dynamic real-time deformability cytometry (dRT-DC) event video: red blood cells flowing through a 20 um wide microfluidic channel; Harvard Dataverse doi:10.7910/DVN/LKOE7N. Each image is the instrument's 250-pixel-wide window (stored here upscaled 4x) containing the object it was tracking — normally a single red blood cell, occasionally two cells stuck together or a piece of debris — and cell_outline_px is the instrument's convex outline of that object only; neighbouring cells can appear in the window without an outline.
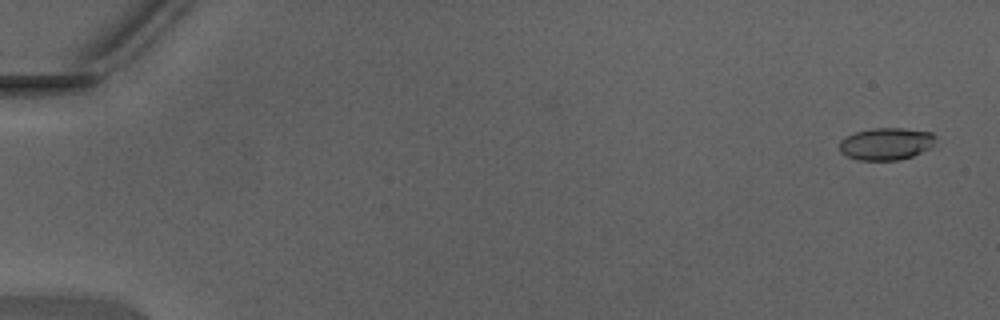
{"species": "Egyptian fruit bat (a non-hibernating species)", "species_latin": "Rousettus aegyptiacus", "temperature_condition": "warm", "stored_images_in_passage": 45, "camera_frame_rate_fps": 3000, "um_per_image_px": 0.085, "animal": {"sex": "male"}, "frame": {"image": 1, "passage_image": 3, "time_ms": 0.667, "image_size_px": [1000, 320], "cell_outline_px": [[936, 136], [932, 144], [928, 148], [912, 156], [896, 160], [860, 160], [848, 156], [840, 152], [840, 140], [856, 132], [872, 128], [904, 128], [932, 132]], "centroid_in_image_um": [75.31, 12.21], "position_along_channel_um": 9.7, "area_um2": 17.8}}
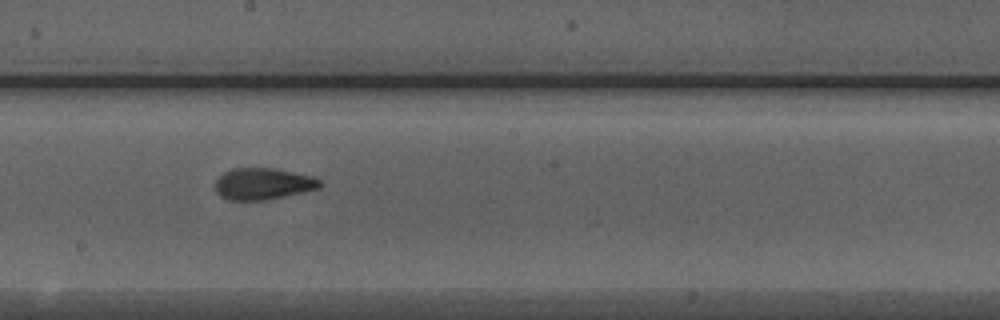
{"frame": {"image": 2, "passage_image": 29, "time_ms": 9.333, "image_size_px": [1000, 320], "cell_outline_px": [[324, 184], [320, 188], [284, 196], [264, 200], [228, 200], [220, 196], [216, 192], [216, 180], [224, 172], [232, 168], [272, 168], [312, 176], [320, 180]], "centroid_in_image_um": [22.36, 15.62], "position_along_channel_um": 225.8, "area_um2": 19.19}}
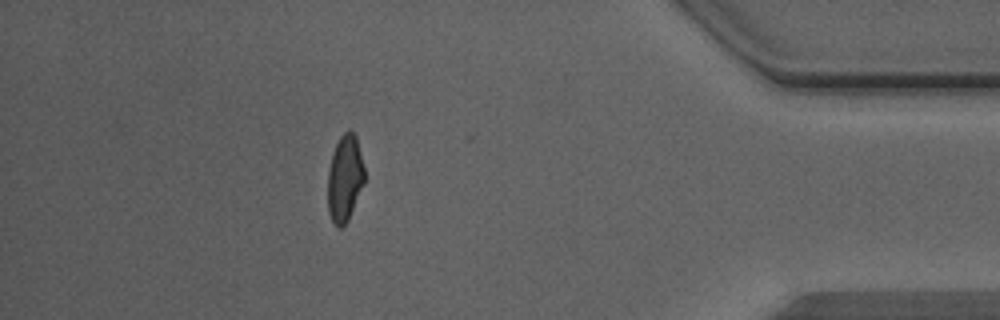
{"frame": {"image": 3, "passage_image": 44, "time_ms": 14.333, "image_size_px": [1000, 320], "cell_outline_px": [[364, 184], [348, 220], [340, 228], [336, 228], [328, 212], [328, 172], [332, 152], [340, 136], [344, 132], [352, 132], [356, 136], [364, 168]], "centroid_in_image_um": [29.3, 15.18], "position_along_channel_um": 405.9, "area_um2": 18.44}, "authors_computed_cell_mechanics": {"area_um2": 18.9584, "velocity_mm_per_s": 4.4206, "shape_relaxation_time_tau1_ms": 7.4225, "shape_relaxation_time_tau2_ms": 1.1346, "deformation_change_tau1": 0.2124, "deformation_change_tau2": 0.0868}}